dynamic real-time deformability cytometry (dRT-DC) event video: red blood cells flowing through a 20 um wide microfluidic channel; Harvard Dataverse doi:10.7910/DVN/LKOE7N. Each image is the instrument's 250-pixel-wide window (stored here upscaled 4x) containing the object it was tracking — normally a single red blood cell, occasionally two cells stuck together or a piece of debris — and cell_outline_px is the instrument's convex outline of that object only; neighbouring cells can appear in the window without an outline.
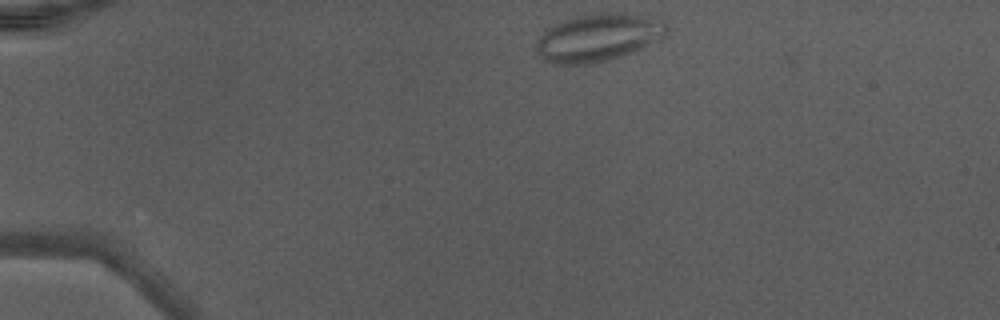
{"species": "Egyptian fruit bat (a non-hibernating species)", "species_latin": "Rousettus aegyptiacus", "temperature_condition": "warm", "stored_images_in_passage": 39, "camera_frame_rate_fps": 3000, "um_per_image_px": 0.085, "animal": {"sex": "male"}, "frame": {"image": 1, "passage_image": 1, "time_ms": 0.0, "image_size_px": [1000, 320], "cell_outline_px": [[668, 28], [664, 36], [640, 48], [620, 56], [608, 60], [588, 64], [552, 64], [544, 60], [536, 52], [536, 40], [548, 28], [564, 20], [576, 16], [600, 12], [624, 12], [664, 20], [668, 24]], "centroid_in_image_um": [50.82, 3.18], "position_along_channel_um": 34.2, "area_um2": 36.13}, "authors_computed_cell_mechanics": {"area_um2": 28.2064, "velocity_mm_per_s": 4.3475, "shape_relaxation_time_tau1_ms": null, "shape_relaxation_time_tau2_ms": 0.5788, "deformation_change_tau1": null, "deformation_change_tau2": 0.0689}}